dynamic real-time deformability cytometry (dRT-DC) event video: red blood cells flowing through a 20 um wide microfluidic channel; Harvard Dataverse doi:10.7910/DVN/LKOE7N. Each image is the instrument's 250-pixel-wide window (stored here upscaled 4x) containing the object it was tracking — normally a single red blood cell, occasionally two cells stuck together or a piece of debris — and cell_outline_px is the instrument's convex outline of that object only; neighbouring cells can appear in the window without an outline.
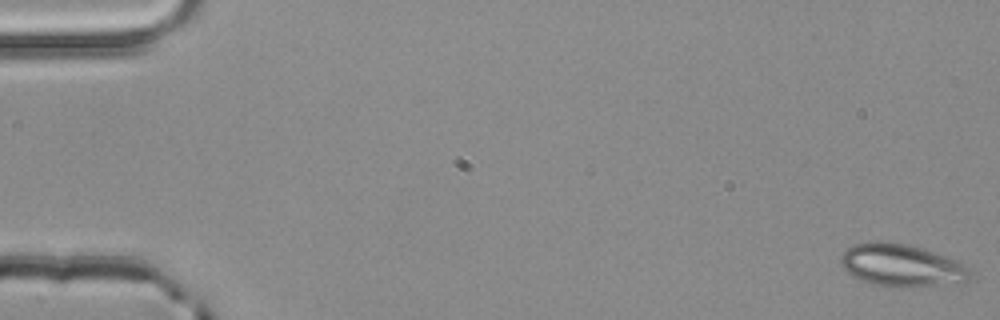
{"species": "common noctule bat (a hibernating species)", "species_latin": "Nyctalus noctula", "temperature_condition": "room temperature", "stored_images_in_passage": 4, "camera_frame_rate_fps": 3000, "um_per_image_px": 0.085, "animal": {"sex": "male", "body_mass_g": 20.4}, "frame": {"image": 1, "passage_image": 1, "time_ms": 0.0, "image_size_px": [1000, 320], "cell_outline_px": [[972, 272], [968, 280], [964, 284], [912, 288], [876, 284], [852, 276], [840, 264], [840, 256], [852, 244], [872, 240], [876, 240], [908, 244], [956, 260], [964, 264]], "centroid_in_image_um": [76.68, 22.57], "position_along_channel_um": 8.3, "area_um2": 32.37}}